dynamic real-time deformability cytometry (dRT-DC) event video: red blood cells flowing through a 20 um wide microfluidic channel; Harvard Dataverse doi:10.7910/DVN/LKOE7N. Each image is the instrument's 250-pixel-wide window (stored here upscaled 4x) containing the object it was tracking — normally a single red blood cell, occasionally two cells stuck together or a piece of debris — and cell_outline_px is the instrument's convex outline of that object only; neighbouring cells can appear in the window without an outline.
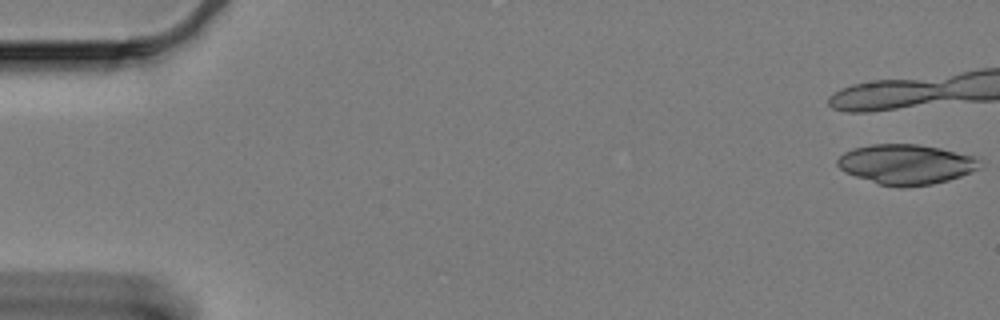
{"species": "Egyptian fruit bat (a non-hibernating species)", "species_latin": "Rousettus aegyptiacus", "temperature_condition": "cold", "stored_images_in_passage": 23, "camera_frame_rate_fps": 3000, "um_per_image_px": 0.085, "animal": {"sex": "female"}, "frame": {"image": 1, "passage_image": 1, "time_ms": 0.0, "image_size_px": [1000, 320], "cell_outline_px": [[984, 164], [980, 168], [960, 176], [948, 180], [932, 184], [896, 188], [880, 184], [844, 172], [836, 164], [836, 160], [844, 152], [852, 148], [872, 144], [916, 144], [940, 148], [972, 156], [980, 160]], "centroid_in_image_um": [77.01, 13.97], "position_along_channel_um": 8.0, "area_um2": 33.18}}